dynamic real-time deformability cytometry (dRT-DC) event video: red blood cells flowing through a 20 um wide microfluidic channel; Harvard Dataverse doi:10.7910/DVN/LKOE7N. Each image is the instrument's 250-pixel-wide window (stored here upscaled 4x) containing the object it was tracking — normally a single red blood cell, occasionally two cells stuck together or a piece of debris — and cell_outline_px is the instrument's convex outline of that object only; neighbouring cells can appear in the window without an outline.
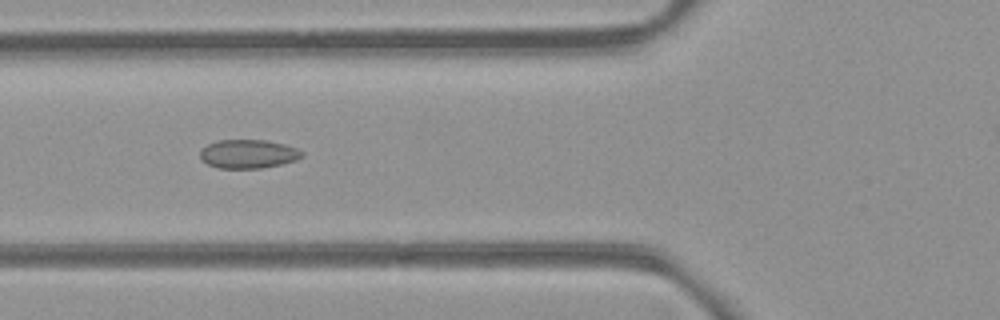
{"species": "common noctule bat (a hibernating species)", "species_latin": "Nyctalus noctula", "temperature_condition": "room temperature", "stored_images_in_passage": 7, "camera_frame_rate_fps": 3000, "um_per_image_px": 0.085, "animal": {"sex": "female", "body_mass_g": 21.9}, "frame": {"image": 1, "passage_image": 5, "time_ms": 4.667, "image_size_px": [1000, 320], "cell_outline_px": [[304, 156], [296, 160], [280, 164], [260, 168], [216, 168], [208, 164], [200, 156], [200, 152], [208, 144], [220, 140], [264, 140], [284, 144], [296, 148], [304, 152]], "centroid_in_image_um": [21.13, 13.08], "position_along_channel_um": 104.7, "area_um2": 16.88}}
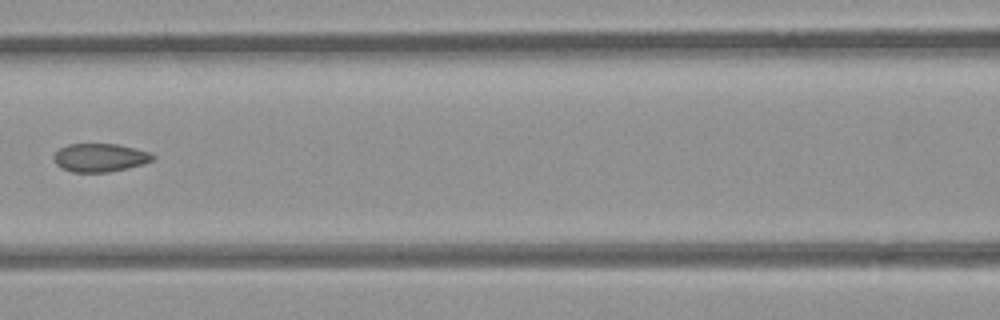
{"frame": {"image": 2, "passage_image": 6, "time_ms": 6.0, "image_size_px": [1000, 320], "cell_outline_px": [[156, 156], [152, 160], [144, 164], [108, 172], [72, 172], [56, 164], [52, 156], [60, 148], [68, 144], [116, 144], [152, 152]], "centroid_in_image_um": [8.51, 13.39], "position_along_channel_um": 158.1, "area_um2": 16.3}}
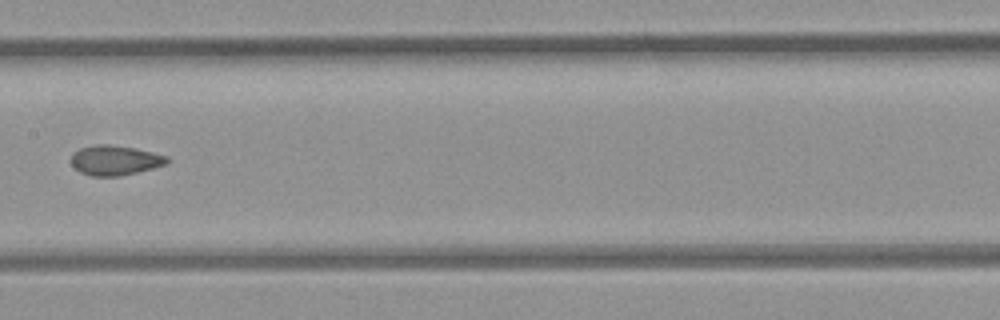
{"frame": {"image": 3, "passage_image": 7, "time_ms": 7.0, "image_size_px": [1000, 320], "cell_outline_px": [[168, 164], [120, 176], [92, 176], [80, 172], [72, 164], [72, 152], [80, 148], [96, 144], [108, 144], [136, 148], [168, 156]], "centroid_in_image_um": [9.78, 13.61], "position_along_channel_um": 197.6, "area_um2": 16.65}}